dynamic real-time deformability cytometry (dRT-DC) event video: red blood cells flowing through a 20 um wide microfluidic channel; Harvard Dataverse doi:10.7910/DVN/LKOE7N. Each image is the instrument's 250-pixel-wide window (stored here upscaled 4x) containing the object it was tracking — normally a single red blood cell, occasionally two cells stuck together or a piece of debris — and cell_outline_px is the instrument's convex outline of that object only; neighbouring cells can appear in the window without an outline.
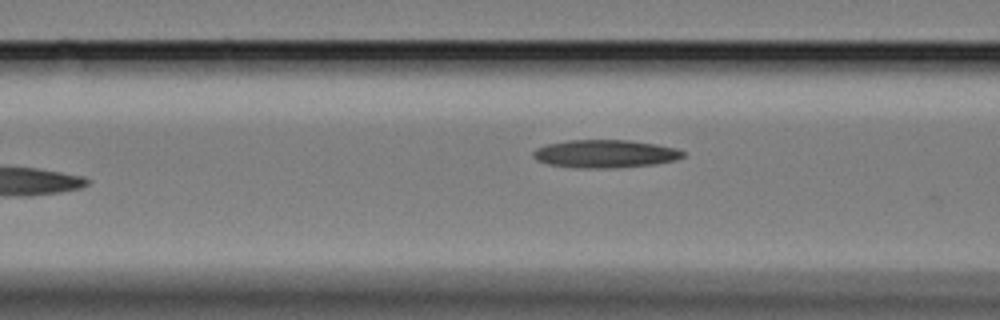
{"species": "Egyptian fruit bat (a non-hibernating species)", "species_latin": "Rousettus aegyptiacus", "temperature_condition": "cold", "stored_images_in_passage": 6, "camera_frame_rate_fps": 3000, "um_per_image_px": 0.085, "animal": {"sex": "female"}, "frame": {"image": 1, "passage_image": 4, "time_ms": 1.0, "image_size_px": [1000, 320], "cell_outline_px": [[684, 156], [676, 160], [656, 164], [616, 168], [576, 168], [548, 164], [536, 160], [532, 156], [532, 152], [536, 148], [544, 144], [568, 140], [628, 140], [656, 144], [676, 148], [684, 152]], "centroid_in_image_um": [51.4, 13.07], "position_along_channel_um": 115.2, "area_um2": 24.68}}